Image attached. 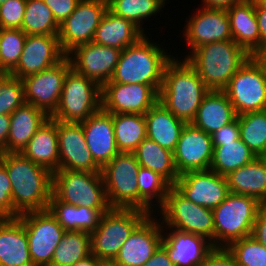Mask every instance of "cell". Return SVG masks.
<instances>
[{"mask_svg": "<svg viewBox=\"0 0 266 266\" xmlns=\"http://www.w3.org/2000/svg\"><path fill=\"white\" fill-rule=\"evenodd\" d=\"M0 161L11 180L14 218L30 211L47 210L52 195L53 173L21 153H4Z\"/></svg>", "mask_w": 266, "mask_h": 266, "instance_id": "cell-1", "label": "cell"}, {"mask_svg": "<svg viewBox=\"0 0 266 266\" xmlns=\"http://www.w3.org/2000/svg\"><path fill=\"white\" fill-rule=\"evenodd\" d=\"M209 91L185 58L181 61L173 57L164 69L158 102L188 124Z\"/></svg>", "mask_w": 266, "mask_h": 266, "instance_id": "cell-2", "label": "cell"}, {"mask_svg": "<svg viewBox=\"0 0 266 266\" xmlns=\"http://www.w3.org/2000/svg\"><path fill=\"white\" fill-rule=\"evenodd\" d=\"M166 54L165 49L150 41L145 34L121 51L115 71L107 83L150 85L159 94L164 69L174 57Z\"/></svg>", "mask_w": 266, "mask_h": 266, "instance_id": "cell-3", "label": "cell"}, {"mask_svg": "<svg viewBox=\"0 0 266 266\" xmlns=\"http://www.w3.org/2000/svg\"><path fill=\"white\" fill-rule=\"evenodd\" d=\"M190 53V55H189ZM186 61L209 90H224L251 55L234 40L212 42L189 52Z\"/></svg>", "mask_w": 266, "mask_h": 266, "instance_id": "cell-4", "label": "cell"}, {"mask_svg": "<svg viewBox=\"0 0 266 266\" xmlns=\"http://www.w3.org/2000/svg\"><path fill=\"white\" fill-rule=\"evenodd\" d=\"M263 205L247 195L229 193L214 214V248L251 236L257 213Z\"/></svg>", "mask_w": 266, "mask_h": 266, "instance_id": "cell-5", "label": "cell"}, {"mask_svg": "<svg viewBox=\"0 0 266 266\" xmlns=\"http://www.w3.org/2000/svg\"><path fill=\"white\" fill-rule=\"evenodd\" d=\"M150 214L139 209L111 208L103 213L91 235V254L100 261H114L122 245Z\"/></svg>", "mask_w": 266, "mask_h": 266, "instance_id": "cell-6", "label": "cell"}, {"mask_svg": "<svg viewBox=\"0 0 266 266\" xmlns=\"http://www.w3.org/2000/svg\"><path fill=\"white\" fill-rule=\"evenodd\" d=\"M102 108V88L71 68L64 80L59 105L50 117L65 123H82Z\"/></svg>", "mask_w": 266, "mask_h": 266, "instance_id": "cell-7", "label": "cell"}, {"mask_svg": "<svg viewBox=\"0 0 266 266\" xmlns=\"http://www.w3.org/2000/svg\"><path fill=\"white\" fill-rule=\"evenodd\" d=\"M52 194L69 205L111 209L101 172L58 169L53 173Z\"/></svg>", "mask_w": 266, "mask_h": 266, "instance_id": "cell-8", "label": "cell"}, {"mask_svg": "<svg viewBox=\"0 0 266 266\" xmlns=\"http://www.w3.org/2000/svg\"><path fill=\"white\" fill-rule=\"evenodd\" d=\"M159 212L162 215V228H173L182 232L201 235L210 240L214 246V214L212 209L191 202L172 186Z\"/></svg>", "mask_w": 266, "mask_h": 266, "instance_id": "cell-9", "label": "cell"}, {"mask_svg": "<svg viewBox=\"0 0 266 266\" xmlns=\"http://www.w3.org/2000/svg\"><path fill=\"white\" fill-rule=\"evenodd\" d=\"M139 168L140 164L133 153H119L102 168L106 197L111 208L139 209Z\"/></svg>", "mask_w": 266, "mask_h": 266, "instance_id": "cell-10", "label": "cell"}, {"mask_svg": "<svg viewBox=\"0 0 266 266\" xmlns=\"http://www.w3.org/2000/svg\"><path fill=\"white\" fill-rule=\"evenodd\" d=\"M237 116L266 110V72L250 57L223 90Z\"/></svg>", "mask_w": 266, "mask_h": 266, "instance_id": "cell-11", "label": "cell"}, {"mask_svg": "<svg viewBox=\"0 0 266 266\" xmlns=\"http://www.w3.org/2000/svg\"><path fill=\"white\" fill-rule=\"evenodd\" d=\"M17 218L24 224L33 265L49 266L53 253L65 233L64 228L48 209L26 212Z\"/></svg>", "mask_w": 266, "mask_h": 266, "instance_id": "cell-12", "label": "cell"}, {"mask_svg": "<svg viewBox=\"0 0 266 266\" xmlns=\"http://www.w3.org/2000/svg\"><path fill=\"white\" fill-rule=\"evenodd\" d=\"M107 9V0H80L77 3L73 13L59 26L58 39L66 55L75 47L93 40Z\"/></svg>", "mask_w": 266, "mask_h": 266, "instance_id": "cell-13", "label": "cell"}, {"mask_svg": "<svg viewBox=\"0 0 266 266\" xmlns=\"http://www.w3.org/2000/svg\"><path fill=\"white\" fill-rule=\"evenodd\" d=\"M71 68L66 56L51 68L24 77L25 102L51 117L59 105L65 76Z\"/></svg>", "mask_w": 266, "mask_h": 266, "instance_id": "cell-14", "label": "cell"}, {"mask_svg": "<svg viewBox=\"0 0 266 266\" xmlns=\"http://www.w3.org/2000/svg\"><path fill=\"white\" fill-rule=\"evenodd\" d=\"M121 51L91 41L75 47L66 56L77 73L86 76L102 88L110 81Z\"/></svg>", "mask_w": 266, "mask_h": 266, "instance_id": "cell-15", "label": "cell"}, {"mask_svg": "<svg viewBox=\"0 0 266 266\" xmlns=\"http://www.w3.org/2000/svg\"><path fill=\"white\" fill-rule=\"evenodd\" d=\"M173 187L191 202L212 210L230 193L226 177L210 169L182 173Z\"/></svg>", "mask_w": 266, "mask_h": 266, "instance_id": "cell-16", "label": "cell"}, {"mask_svg": "<svg viewBox=\"0 0 266 266\" xmlns=\"http://www.w3.org/2000/svg\"><path fill=\"white\" fill-rule=\"evenodd\" d=\"M158 99L150 85L106 83L102 87V109L110 114L144 115Z\"/></svg>", "mask_w": 266, "mask_h": 266, "instance_id": "cell-17", "label": "cell"}, {"mask_svg": "<svg viewBox=\"0 0 266 266\" xmlns=\"http://www.w3.org/2000/svg\"><path fill=\"white\" fill-rule=\"evenodd\" d=\"M65 57L58 35H27L17 66L9 75L23 79L51 68Z\"/></svg>", "mask_w": 266, "mask_h": 266, "instance_id": "cell-18", "label": "cell"}, {"mask_svg": "<svg viewBox=\"0 0 266 266\" xmlns=\"http://www.w3.org/2000/svg\"><path fill=\"white\" fill-rule=\"evenodd\" d=\"M59 142V169L101 172L95 162L83 133L81 123H65L57 120Z\"/></svg>", "mask_w": 266, "mask_h": 266, "instance_id": "cell-19", "label": "cell"}, {"mask_svg": "<svg viewBox=\"0 0 266 266\" xmlns=\"http://www.w3.org/2000/svg\"><path fill=\"white\" fill-rule=\"evenodd\" d=\"M213 149L211 135L186 124L173 152L178 174L210 169Z\"/></svg>", "mask_w": 266, "mask_h": 266, "instance_id": "cell-20", "label": "cell"}, {"mask_svg": "<svg viewBox=\"0 0 266 266\" xmlns=\"http://www.w3.org/2000/svg\"><path fill=\"white\" fill-rule=\"evenodd\" d=\"M149 215L122 245L114 262L120 266H143L161 246V222Z\"/></svg>", "mask_w": 266, "mask_h": 266, "instance_id": "cell-21", "label": "cell"}, {"mask_svg": "<svg viewBox=\"0 0 266 266\" xmlns=\"http://www.w3.org/2000/svg\"><path fill=\"white\" fill-rule=\"evenodd\" d=\"M193 15L183 33L190 52L208 43L233 40L227 10L201 7Z\"/></svg>", "mask_w": 266, "mask_h": 266, "instance_id": "cell-22", "label": "cell"}, {"mask_svg": "<svg viewBox=\"0 0 266 266\" xmlns=\"http://www.w3.org/2000/svg\"><path fill=\"white\" fill-rule=\"evenodd\" d=\"M170 230L162 234L161 246L175 266H200L214 249L211 241L201 235Z\"/></svg>", "mask_w": 266, "mask_h": 266, "instance_id": "cell-23", "label": "cell"}, {"mask_svg": "<svg viewBox=\"0 0 266 266\" xmlns=\"http://www.w3.org/2000/svg\"><path fill=\"white\" fill-rule=\"evenodd\" d=\"M87 147L103 168L120 152L116 146L112 114L102 108L81 123Z\"/></svg>", "mask_w": 266, "mask_h": 266, "instance_id": "cell-24", "label": "cell"}, {"mask_svg": "<svg viewBox=\"0 0 266 266\" xmlns=\"http://www.w3.org/2000/svg\"><path fill=\"white\" fill-rule=\"evenodd\" d=\"M0 266H34L26 230L18 218H0Z\"/></svg>", "mask_w": 266, "mask_h": 266, "instance_id": "cell-25", "label": "cell"}, {"mask_svg": "<svg viewBox=\"0 0 266 266\" xmlns=\"http://www.w3.org/2000/svg\"><path fill=\"white\" fill-rule=\"evenodd\" d=\"M237 118V114L223 90H210L203 98L191 124L212 135Z\"/></svg>", "mask_w": 266, "mask_h": 266, "instance_id": "cell-26", "label": "cell"}, {"mask_svg": "<svg viewBox=\"0 0 266 266\" xmlns=\"http://www.w3.org/2000/svg\"><path fill=\"white\" fill-rule=\"evenodd\" d=\"M10 117L6 153H21L36 131L50 118L44 111L26 102Z\"/></svg>", "mask_w": 266, "mask_h": 266, "instance_id": "cell-27", "label": "cell"}, {"mask_svg": "<svg viewBox=\"0 0 266 266\" xmlns=\"http://www.w3.org/2000/svg\"><path fill=\"white\" fill-rule=\"evenodd\" d=\"M57 120L49 118L29 140L21 154L51 173L59 169Z\"/></svg>", "mask_w": 266, "mask_h": 266, "instance_id": "cell-28", "label": "cell"}, {"mask_svg": "<svg viewBox=\"0 0 266 266\" xmlns=\"http://www.w3.org/2000/svg\"><path fill=\"white\" fill-rule=\"evenodd\" d=\"M226 177L230 193L247 195L266 206V160L256 157Z\"/></svg>", "mask_w": 266, "mask_h": 266, "instance_id": "cell-29", "label": "cell"}, {"mask_svg": "<svg viewBox=\"0 0 266 266\" xmlns=\"http://www.w3.org/2000/svg\"><path fill=\"white\" fill-rule=\"evenodd\" d=\"M233 40L250 55L260 46L254 0H244L227 10Z\"/></svg>", "mask_w": 266, "mask_h": 266, "instance_id": "cell-30", "label": "cell"}, {"mask_svg": "<svg viewBox=\"0 0 266 266\" xmlns=\"http://www.w3.org/2000/svg\"><path fill=\"white\" fill-rule=\"evenodd\" d=\"M144 35L145 33L133 22L107 9L92 41L103 46L123 50L136 43Z\"/></svg>", "mask_w": 266, "mask_h": 266, "instance_id": "cell-31", "label": "cell"}, {"mask_svg": "<svg viewBox=\"0 0 266 266\" xmlns=\"http://www.w3.org/2000/svg\"><path fill=\"white\" fill-rule=\"evenodd\" d=\"M144 115L147 138L155 141L162 148L174 152L181 132L187 123L175 117L159 102Z\"/></svg>", "mask_w": 266, "mask_h": 266, "instance_id": "cell-32", "label": "cell"}, {"mask_svg": "<svg viewBox=\"0 0 266 266\" xmlns=\"http://www.w3.org/2000/svg\"><path fill=\"white\" fill-rule=\"evenodd\" d=\"M48 210L65 231L92 233L96 230L102 214L110 209H90L84 206L69 205L59 201L52 194Z\"/></svg>", "mask_w": 266, "mask_h": 266, "instance_id": "cell-33", "label": "cell"}, {"mask_svg": "<svg viewBox=\"0 0 266 266\" xmlns=\"http://www.w3.org/2000/svg\"><path fill=\"white\" fill-rule=\"evenodd\" d=\"M141 167L150 169L163 176L172 186L179 178L175 167L174 155L155 141L145 138L133 152Z\"/></svg>", "mask_w": 266, "mask_h": 266, "instance_id": "cell-34", "label": "cell"}, {"mask_svg": "<svg viewBox=\"0 0 266 266\" xmlns=\"http://www.w3.org/2000/svg\"><path fill=\"white\" fill-rule=\"evenodd\" d=\"M116 146L120 153H133L147 138L145 115L112 114Z\"/></svg>", "mask_w": 266, "mask_h": 266, "instance_id": "cell-35", "label": "cell"}, {"mask_svg": "<svg viewBox=\"0 0 266 266\" xmlns=\"http://www.w3.org/2000/svg\"><path fill=\"white\" fill-rule=\"evenodd\" d=\"M213 147L210 170L221 176H227L257 157L240 138L234 142Z\"/></svg>", "mask_w": 266, "mask_h": 266, "instance_id": "cell-36", "label": "cell"}, {"mask_svg": "<svg viewBox=\"0 0 266 266\" xmlns=\"http://www.w3.org/2000/svg\"><path fill=\"white\" fill-rule=\"evenodd\" d=\"M91 254V235L84 231H65L49 266H72Z\"/></svg>", "mask_w": 266, "mask_h": 266, "instance_id": "cell-37", "label": "cell"}, {"mask_svg": "<svg viewBox=\"0 0 266 266\" xmlns=\"http://www.w3.org/2000/svg\"><path fill=\"white\" fill-rule=\"evenodd\" d=\"M139 188V210L153 214V199H156L160 208L166 199L172 185L160 174L140 166L137 174ZM152 209V210H151Z\"/></svg>", "mask_w": 266, "mask_h": 266, "instance_id": "cell-38", "label": "cell"}, {"mask_svg": "<svg viewBox=\"0 0 266 266\" xmlns=\"http://www.w3.org/2000/svg\"><path fill=\"white\" fill-rule=\"evenodd\" d=\"M60 24L43 0H27L21 30L26 35H58Z\"/></svg>", "mask_w": 266, "mask_h": 266, "instance_id": "cell-39", "label": "cell"}, {"mask_svg": "<svg viewBox=\"0 0 266 266\" xmlns=\"http://www.w3.org/2000/svg\"><path fill=\"white\" fill-rule=\"evenodd\" d=\"M240 139L257 156L266 154V110L244 113L237 116Z\"/></svg>", "mask_w": 266, "mask_h": 266, "instance_id": "cell-40", "label": "cell"}, {"mask_svg": "<svg viewBox=\"0 0 266 266\" xmlns=\"http://www.w3.org/2000/svg\"><path fill=\"white\" fill-rule=\"evenodd\" d=\"M108 9L114 14L133 22L143 32V21L164 8L166 0H107ZM149 17V18H148ZM142 23V25H141Z\"/></svg>", "mask_w": 266, "mask_h": 266, "instance_id": "cell-41", "label": "cell"}, {"mask_svg": "<svg viewBox=\"0 0 266 266\" xmlns=\"http://www.w3.org/2000/svg\"><path fill=\"white\" fill-rule=\"evenodd\" d=\"M26 37L21 29L0 28V74H9L17 66Z\"/></svg>", "mask_w": 266, "mask_h": 266, "instance_id": "cell-42", "label": "cell"}, {"mask_svg": "<svg viewBox=\"0 0 266 266\" xmlns=\"http://www.w3.org/2000/svg\"><path fill=\"white\" fill-rule=\"evenodd\" d=\"M227 249L237 266H266V246L251 236L234 241Z\"/></svg>", "mask_w": 266, "mask_h": 266, "instance_id": "cell-43", "label": "cell"}, {"mask_svg": "<svg viewBox=\"0 0 266 266\" xmlns=\"http://www.w3.org/2000/svg\"><path fill=\"white\" fill-rule=\"evenodd\" d=\"M25 103L22 79L9 74H0V115H11Z\"/></svg>", "mask_w": 266, "mask_h": 266, "instance_id": "cell-44", "label": "cell"}, {"mask_svg": "<svg viewBox=\"0 0 266 266\" xmlns=\"http://www.w3.org/2000/svg\"><path fill=\"white\" fill-rule=\"evenodd\" d=\"M27 0H7L0 4V28L21 29Z\"/></svg>", "mask_w": 266, "mask_h": 266, "instance_id": "cell-45", "label": "cell"}, {"mask_svg": "<svg viewBox=\"0 0 266 266\" xmlns=\"http://www.w3.org/2000/svg\"><path fill=\"white\" fill-rule=\"evenodd\" d=\"M0 218H14L12 186L7 170L0 161Z\"/></svg>", "mask_w": 266, "mask_h": 266, "instance_id": "cell-46", "label": "cell"}, {"mask_svg": "<svg viewBox=\"0 0 266 266\" xmlns=\"http://www.w3.org/2000/svg\"><path fill=\"white\" fill-rule=\"evenodd\" d=\"M80 0H43L50 8L55 20L61 24L75 10Z\"/></svg>", "mask_w": 266, "mask_h": 266, "instance_id": "cell-47", "label": "cell"}, {"mask_svg": "<svg viewBox=\"0 0 266 266\" xmlns=\"http://www.w3.org/2000/svg\"><path fill=\"white\" fill-rule=\"evenodd\" d=\"M213 146H222L224 143L234 142L240 138L239 121L236 118L233 122L223 126L212 135Z\"/></svg>", "mask_w": 266, "mask_h": 266, "instance_id": "cell-48", "label": "cell"}, {"mask_svg": "<svg viewBox=\"0 0 266 266\" xmlns=\"http://www.w3.org/2000/svg\"><path fill=\"white\" fill-rule=\"evenodd\" d=\"M200 266H237L227 248H214Z\"/></svg>", "mask_w": 266, "mask_h": 266, "instance_id": "cell-49", "label": "cell"}, {"mask_svg": "<svg viewBox=\"0 0 266 266\" xmlns=\"http://www.w3.org/2000/svg\"><path fill=\"white\" fill-rule=\"evenodd\" d=\"M251 237L266 246V206L257 213Z\"/></svg>", "mask_w": 266, "mask_h": 266, "instance_id": "cell-50", "label": "cell"}, {"mask_svg": "<svg viewBox=\"0 0 266 266\" xmlns=\"http://www.w3.org/2000/svg\"><path fill=\"white\" fill-rule=\"evenodd\" d=\"M143 266H175L169 259L167 251L160 246Z\"/></svg>", "mask_w": 266, "mask_h": 266, "instance_id": "cell-51", "label": "cell"}, {"mask_svg": "<svg viewBox=\"0 0 266 266\" xmlns=\"http://www.w3.org/2000/svg\"><path fill=\"white\" fill-rule=\"evenodd\" d=\"M10 115H0V156L6 153V143L10 130Z\"/></svg>", "mask_w": 266, "mask_h": 266, "instance_id": "cell-52", "label": "cell"}, {"mask_svg": "<svg viewBox=\"0 0 266 266\" xmlns=\"http://www.w3.org/2000/svg\"><path fill=\"white\" fill-rule=\"evenodd\" d=\"M259 26L260 45L266 41V6H255Z\"/></svg>", "mask_w": 266, "mask_h": 266, "instance_id": "cell-53", "label": "cell"}, {"mask_svg": "<svg viewBox=\"0 0 266 266\" xmlns=\"http://www.w3.org/2000/svg\"><path fill=\"white\" fill-rule=\"evenodd\" d=\"M244 0H202L203 7L210 9L228 10L234 4L240 3Z\"/></svg>", "mask_w": 266, "mask_h": 266, "instance_id": "cell-54", "label": "cell"}, {"mask_svg": "<svg viewBox=\"0 0 266 266\" xmlns=\"http://www.w3.org/2000/svg\"><path fill=\"white\" fill-rule=\"evenodd\" d=\"M251 58L266 72V41L251 54Z\"/></svg>", "mask_w": 266, "mask_h": 266, "instance_id": "cell-55", "label": "cell"}, {"mask_svg": "<svg viewBox=\"0 0 266 266\" xmlns=\"http://www.w3.org/2000/svg\"><path fill=\"white\" fill-rule=\"evenodd\" d=\"M100 260L93 254L88 255L87 257L83 258L81 261H77L72 266H98Z\"/></svg>", "mask_w": 266, "mask_h": 266, "instance_id": "cell-56", "label": "cell"}, {"mask_svg": "<svg viewBox=\"0 0 266 266\" xmlns=\"http://www.w3.org/2000/svg\"><path fill=\"white\" fill-rule=\"evenodd\" d=\"M98 266H120L116 264L114 261H100Z\"/></svg>", "mask_w": 266, "mask_h": 266, "instance_id": "cell-57", "label": "cell"}, {"mask_svg": "<svg viewBox=\"0 0 266 266\" xmlns=\"http://www.w3.org/2000/svg\"><path fill=\"white\" fill-rule=\"evenodd\" d=\"M255 6H266V0H254Z\"/></svg>", "mask_w": 266, "mask_h": 266, "instance_id": "cell-58", "label": "cell"}, {"mask_svg": "<svg viewBox=\"0 0 266 266\" xmlns=\"http://www.w3.org/2000/svg\"><path fill=\"white\" fill-rule=\"evenodd\" d=\"M7 0H0V4L5 3Z\"/></svg>", "mask_w": 266, "mask_h": 266, "instance_id": "cell-59", "label": "cell"}]
</instances>
